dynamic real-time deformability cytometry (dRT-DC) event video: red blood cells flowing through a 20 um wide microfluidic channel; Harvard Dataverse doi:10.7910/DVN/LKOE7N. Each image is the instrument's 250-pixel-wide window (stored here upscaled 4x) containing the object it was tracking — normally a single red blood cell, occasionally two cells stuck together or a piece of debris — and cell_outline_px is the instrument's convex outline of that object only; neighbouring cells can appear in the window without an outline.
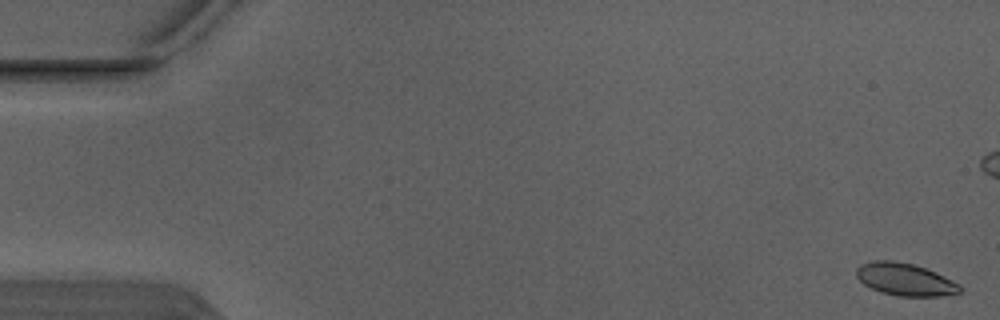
{"species": "Egyptian fruit bat (a non-hibernating species)", "species_latin": "Rousettus aegyptiacus", "temperature_condition": "warm", "stored_images_in_passage": 8, "camera_frame_rate_fps": 3000, "um_per_image_px": 0.085, "animal": {"sex": "male"}, "frame": {"image": 1, "passage_image": 1, "time_ms": 0.0, "image_size_px": [1000, 320], "cell_outline_px": [[964, 288], [960, 292], [940, 296], [900, 296], [880, 292], [864, 284], [856, 276], [856, 268], [860, 264], [872, 260], [892, 260], [912, 264], [936, 272], [960, 284]], "centroid_in_image_um": [76.93, 23.74], "position_along_channel_um": 8.1, "area_um2": 19.59}}
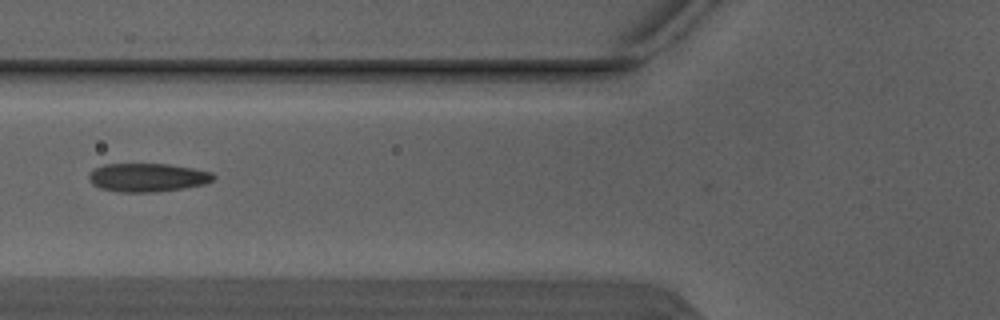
{"frame": {"image": 2, "passage_image": 7, "time_ms": 2.0, "image_size_px": [1000, 320], "cell_outline_px": [[216, 176], [212, 180], [204, 184], [184, 188], [156, 192], [120, 192], [100, 188], [92, 184], [88, 180], [88, 176], [96, 168], [104, 164], [168, 164], [192, 168], [212, 172]], "centroid_in_image_um": [12.54, 15.09], "position_along_channel_um": 113.3, "area_um2": 20.63}}